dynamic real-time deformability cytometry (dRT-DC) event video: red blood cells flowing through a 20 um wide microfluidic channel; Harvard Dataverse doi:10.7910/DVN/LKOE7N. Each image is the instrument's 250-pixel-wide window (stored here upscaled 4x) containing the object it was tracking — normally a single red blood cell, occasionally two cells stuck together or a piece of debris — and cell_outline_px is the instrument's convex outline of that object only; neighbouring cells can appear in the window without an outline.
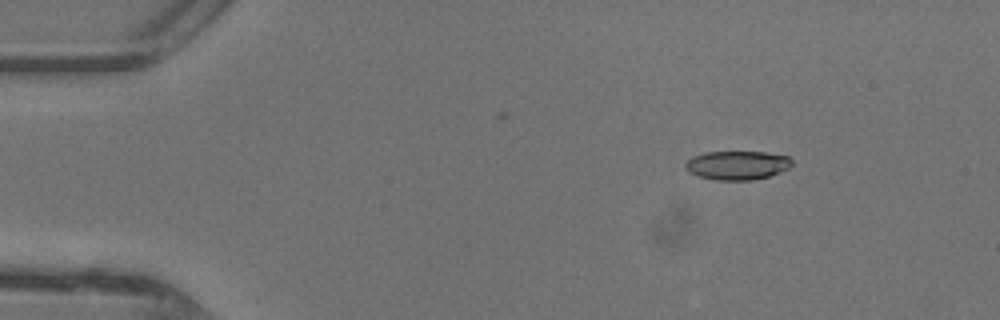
{"species": "common noctule bat (a hibernating species)", "species_latin": "Nyctalus noctula", "temperature_condition": "warm", "stored_images_in_passage": 46, "camera_frame_rate_fps": 3000, "um_per_image_px": 0.085, "animal": {"sex": "female"}, "frame": {"image": 1, "passage_image": 6, "time_ms": 1.667, "image_size_px": [1000, 320], "cell_outline_px": [[792, 164], [788, 168], [780, 172], [768, 176], [752, 180], [716, 180], [696, 176], [688, 172], [684, 168], [684, 164], [692, 156], [704, 152], [764, 152], [788, 156], [792, 160]], "centroid_in_image_um": [62.62, 14.05], "position_along_channel_um": 22.4, "area_um2": 18.03}}
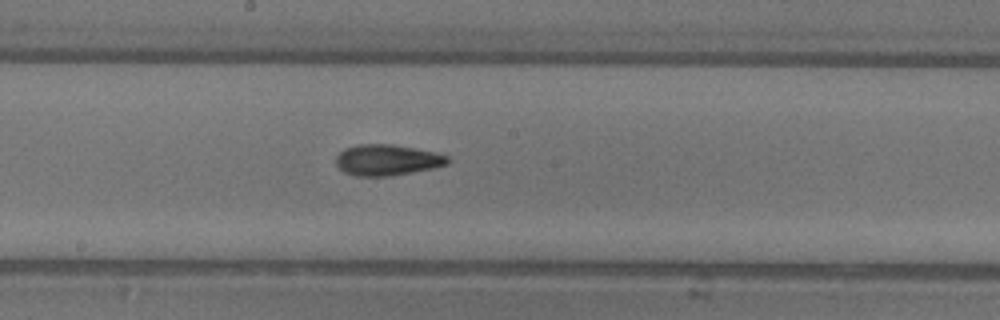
{"frame": {"image": 2, "passage_image": 25, "time_ms": 8.0, "image_size_px": [1000, 320], "cell_outline_px": [[452, 160], [448, 164], [432, 168], [392, 176], [356, 176], [344, 172], [336, 164], [336, 156], [344, 148], [360, 144], [392, 144], [436, 152], [448, 156]], "centroid_in_image_um": [32.92, 13.6], "position_along_channel_um": 215.3, "area_um2": 20.23}}
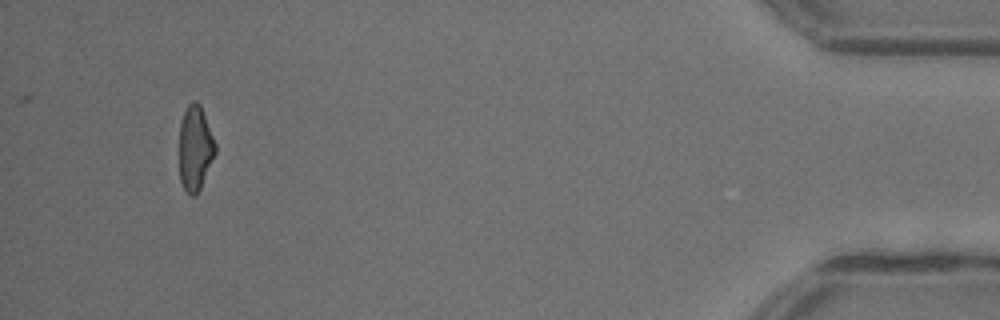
{"frame": {"image": 3, "passage_image": 44, "time_ms": 14.333, "image_size_px": [1000, 320], "cell_outline_px": [[216, 152], [200, 188], [192, 196], [188, 196], [180, 180], [180, 120], [188, 104], [192, 100], [196, 100], [200, 104], [216, 144]], "centroid_in_image_um": [16.58, 12.57], "position_along_channel_um": 418.6, "area_um2": 17.69}, "authors_computed_cell_mechanics": {"area_um2": 18.9006, "velocity_mm_per_s": 4.4111, "shape_relaxation_time_tau1_ms": 6.8235, "shape_relaxation_time_tau2_ms": 2.8456, "deformation_change_tau1": 0.203, "deformation_change_tau2": 0.1112}}